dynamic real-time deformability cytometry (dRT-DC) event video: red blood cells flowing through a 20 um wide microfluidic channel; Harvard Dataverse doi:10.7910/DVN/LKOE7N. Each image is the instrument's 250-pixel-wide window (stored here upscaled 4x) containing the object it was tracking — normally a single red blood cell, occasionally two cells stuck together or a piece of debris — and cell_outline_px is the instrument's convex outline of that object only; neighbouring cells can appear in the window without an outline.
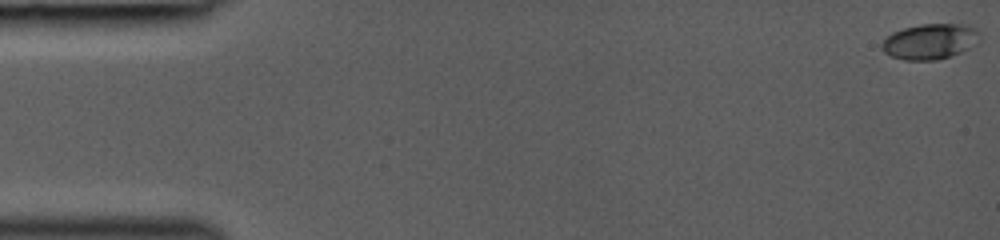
{"species": "common noctule bat (a hibernating species)", "species_latin": "Nyctalus noctula", "temperature_condition": "room temperature", "stored_images_in_passage": 15, "camera_frame_rate_fps": 3000, "um_per_image_px": 0.085, "animal": {"sex": "female", "body_mass_g": 19.0, "forearm_length_mm": 53.3}, "frame": {"image": 1, "passage_image": 1, "time_ms": 0.0, "image_size_px": [1000, 240], "cell_outline_px": [[980, 40], [976, 44], [960, 52], [936, 60], [904, 60], [892, 56], [884, 52], [880, 48], [880, 44], [892, 32], [904, 28], [920, 24], [964, 24], [980, 28]], "centroid_in_image_um": [79.08, 3.51], "position_along_channel_um": 5.9, "area_um2": 20.4}}